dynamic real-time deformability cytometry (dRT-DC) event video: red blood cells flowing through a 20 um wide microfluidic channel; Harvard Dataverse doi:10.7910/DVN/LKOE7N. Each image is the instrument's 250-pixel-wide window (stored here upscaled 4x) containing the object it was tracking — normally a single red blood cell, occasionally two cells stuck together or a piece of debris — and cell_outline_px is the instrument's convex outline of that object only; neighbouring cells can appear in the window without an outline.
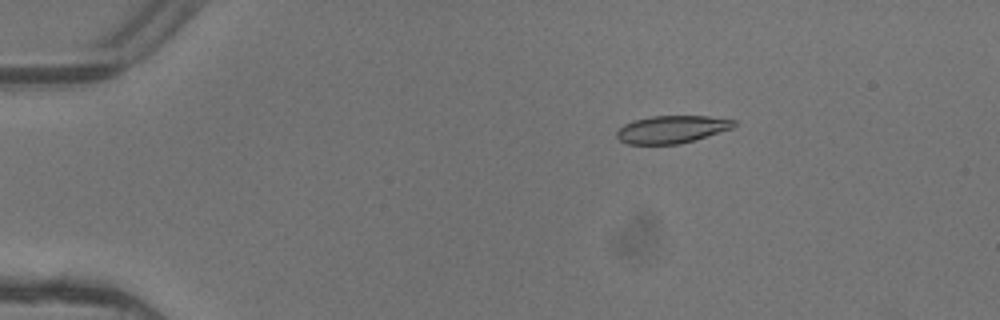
{"species": "common noctule bat (a hibernating species)", "species_latin": "Nyctalus noctula", "temperature_condition": "warm", "stored_images_in_passage": 5, "camera_frame_rate_fps": 3000, "um_per_image_px": 0.085, "animal": {"sex": "female"}, "frame": {"image": 1, "passage_image": 3, "time_ms": 0.667, "image_size_px": [1000, 320], "cell_outline_px": [[736, 124], [732, 128], [680, 144], [628, 144], [620, 140], [616, 136], [616, 132], [624, 124], [636, 120], [652, 116], [708, 116], [736, 120]], "centroid_in_image_um": [57.1, 10.99], "position_along_channel_um": 27.9, "area_um2": 18.61}}